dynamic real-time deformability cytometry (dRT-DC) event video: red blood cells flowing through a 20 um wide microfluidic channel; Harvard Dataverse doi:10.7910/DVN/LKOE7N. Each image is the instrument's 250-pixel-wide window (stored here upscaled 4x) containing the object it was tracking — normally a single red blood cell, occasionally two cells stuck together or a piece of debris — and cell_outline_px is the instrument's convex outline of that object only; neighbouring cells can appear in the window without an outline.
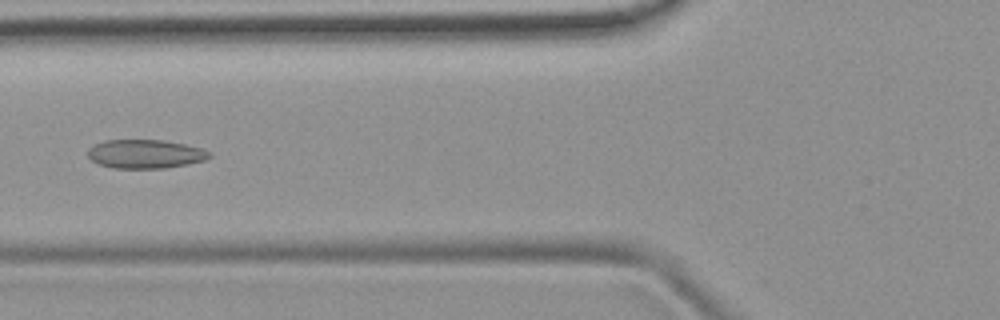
{"species": "common noctule bat (a hibernating species)", "species_latin": "Nyctalus noctula", "temperature_condition": "room temperature", "stored_images_in_passage": 6, "camera_frame_rate_fps": 3000, "um_per_image_px": 0.085, "animal": {"sex": "female", "body_mass_g": 19.9}, "frame": {"image": 1, "passage_image": 5, "time_ms": 4.667, "image_size_px": [1000, 320], "cell_outline_px": [[212, 156], [204, 160], [188, 164], [164, 168], [112, 168], [100, 164], [92, 160], [88, 156], [88, 148], [104, 140], [164, 140], [184, 144], [200, 148], [212, 152]], "centroid_in_image_um": [12.36, 13.08], "position_along_channel_um": 113.4, "area_um2": 20.35}}
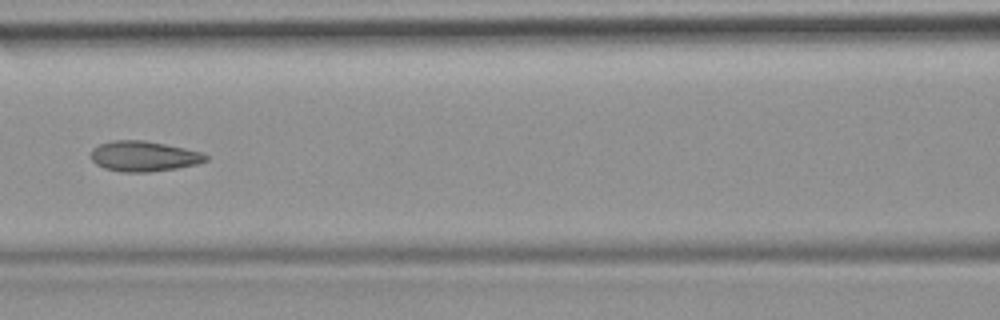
{"frame": {"image": 2, "passage_image": 6, "time_ms": 5.667, "image_size_px": [1000, 320], "cell_outline_px": [[208, 160], [196, 164], [176, 168], [148, 172], [120, 172], [104, 168], [96, 164], [92, 160], [92, 148], [100, 144], [112, 140], [144, 140], [184, 148], [200, 152], [208, 156]], "centroid_in_image_um": [12.2, 13.28], "position_along_channel_um": 154.4, "area_um2": 20.17}}